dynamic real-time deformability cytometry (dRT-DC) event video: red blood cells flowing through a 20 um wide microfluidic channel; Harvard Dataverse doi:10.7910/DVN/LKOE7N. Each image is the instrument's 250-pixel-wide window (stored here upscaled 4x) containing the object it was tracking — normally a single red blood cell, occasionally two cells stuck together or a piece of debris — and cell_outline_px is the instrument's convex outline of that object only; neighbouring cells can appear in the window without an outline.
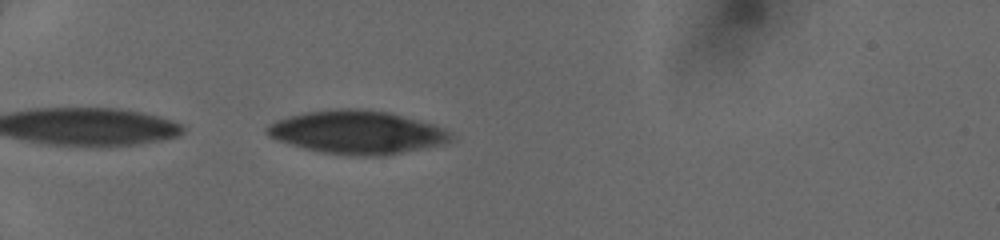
{"species": "human", "species_latin": "Homo sapiens", "temperature_condition": "cold", "stored_images_in_passage": 31, "camera_frame_rate_fps": 3000, "um_per_image_px": 0.085, "donor": {"sex": "female"}, "frame": {"image": 1, "passage_image": 1, "time_ms": 0.0, "image_size_px": [1000, 240], "cell_outline_px": [[452, 140], [440, 144], [380, 156], [352, 156], [324, 152], [304, 148], [268, 136], [264, 132], [264, 128], [276, 120], [288, 116], [304, 112], [340, 108], [356, 108], [388, 112], [432, 124], [444, 128], [452, 132]], "centroid_in_image_um": [30.31, 11.23], "position_along_channel_um": 54.7, "area_um2": 45.89}}
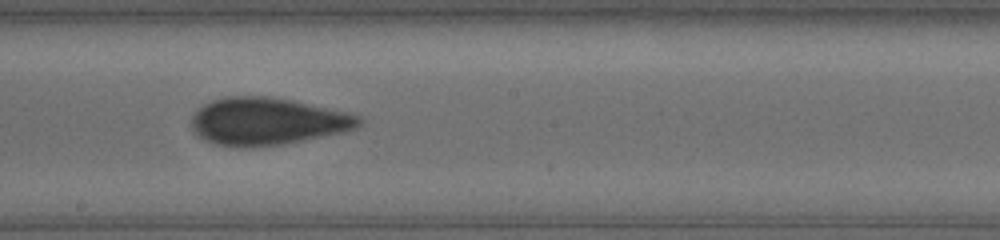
{"frame": {"image": 2, "passage_image": 15, "time_ms": 4.667, "image_size_px": [1000, 240], "cell_outline_px": [[364, 120], [356, 128], [344, 132], [284, 144], [244, 148], [240, 148], [216, 144], [204, 140], [192, 132], [192, 116], [204, 104], [212, 100], [228, 96], [272, 96], [292, 100], [348, 112], [360, 116]], "centroid_in_image_um": [22.72, 10.32], "position_along_channel_um": 225.5, "area_um2": 46.53}}
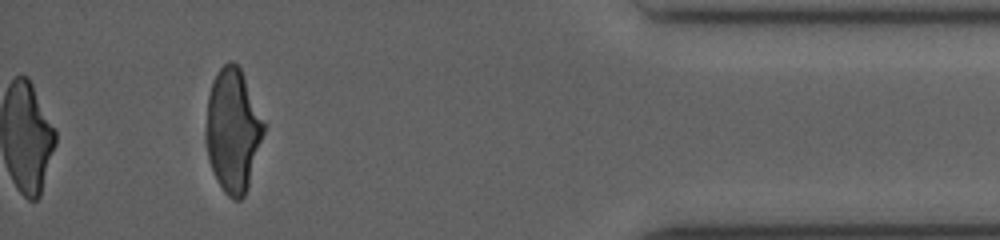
{"frame": {"image": 3, "passage_image": 31, "time_ms": 10.0, "image_size_px": [1000, 240], "cell_outline_px": [[264, 132], [248, 184], [244, 196], [240, 200], [232, 200], [224, 192], [216, 180], [208, 156], [208, 96], [212, 80], [216, 72], [228, 60], [232, 60], [240, 68], [264, 124]], "centroid_in_image_um": [19.79, 11.08], "position_along_channel_um": 415.4, "area_um2": 40.29}}